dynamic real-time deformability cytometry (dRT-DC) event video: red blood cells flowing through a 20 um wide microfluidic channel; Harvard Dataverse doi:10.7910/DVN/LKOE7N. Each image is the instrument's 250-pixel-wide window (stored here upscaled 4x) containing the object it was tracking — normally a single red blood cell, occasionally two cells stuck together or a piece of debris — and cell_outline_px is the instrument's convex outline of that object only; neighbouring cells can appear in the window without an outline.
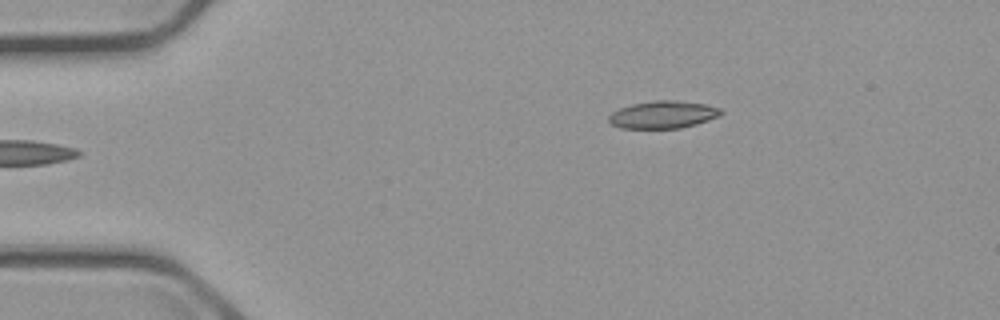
{"species": "common noctule bat (a hibernating species)", "species_latin": "Nyctalus noctula", "temperature_condition": "cold", "stored_images_in_passage": 5, "camera_frame_rate_fps": 3000, "um_per_image_px": 0.085, "animal": {"sex": "male", "body_mass_g": 23.1, "forearm_length_mm": 52.7}, "frame": {"image": 1, "passage_image": 5, "time_ms": 5.333, "image_size_px": [1000, 320], "cell_outline_px": [[724, 112], [708, 120], [696, 124], [680, 128], [620, 128], [612, 124], [608, 120], [608, 116], [612, 112], [620, 108], [632, 104], [652, 100], [672, 100], [704, 104], [720, 108]], "centroid_in_image_um": [56.32, 9.74], "position_along_channel_um": 28.7, "area_um2": 17.8}}